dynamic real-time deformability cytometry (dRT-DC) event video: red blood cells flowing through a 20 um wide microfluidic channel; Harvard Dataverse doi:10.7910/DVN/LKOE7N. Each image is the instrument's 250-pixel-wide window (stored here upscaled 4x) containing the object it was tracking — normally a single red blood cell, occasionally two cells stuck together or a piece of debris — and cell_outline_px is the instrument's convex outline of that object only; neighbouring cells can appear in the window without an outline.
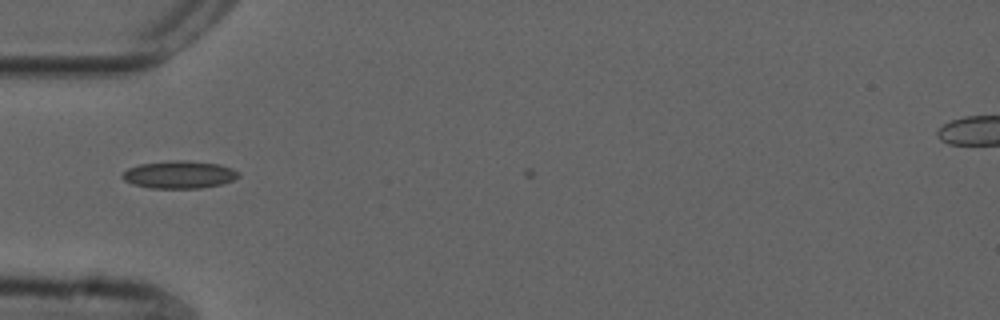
{"species": "common noctule bat (a hibernating species)", "species_latin": "Nyctalus noctula", "temperature_condition": "cold", "stored_images_in_passage": 7, "camera_frame_rate_fps": 3000, "um_per_image_px": 0.085, "animal": {"sex": "male", "forearm_length_mm": 52.5}, "frame": {"image": 1, "passage_image": 6, "time_ms": 1.667, "image_size_px": [1000, 320], "cell_outline_px": [[240, 176], [232, 180], [220, 184], [200, 188], [152, 188], [132, 184], [124, 180], [120, 176], [128, 168], [140, 164], [176, 160], [184, 160], [220, 164], [232, 168], [240, 172]], "centroid_in_image_um": [15.24, 14.84], "position_along_channel_um": 69.8, "area_um2": 18.61}}